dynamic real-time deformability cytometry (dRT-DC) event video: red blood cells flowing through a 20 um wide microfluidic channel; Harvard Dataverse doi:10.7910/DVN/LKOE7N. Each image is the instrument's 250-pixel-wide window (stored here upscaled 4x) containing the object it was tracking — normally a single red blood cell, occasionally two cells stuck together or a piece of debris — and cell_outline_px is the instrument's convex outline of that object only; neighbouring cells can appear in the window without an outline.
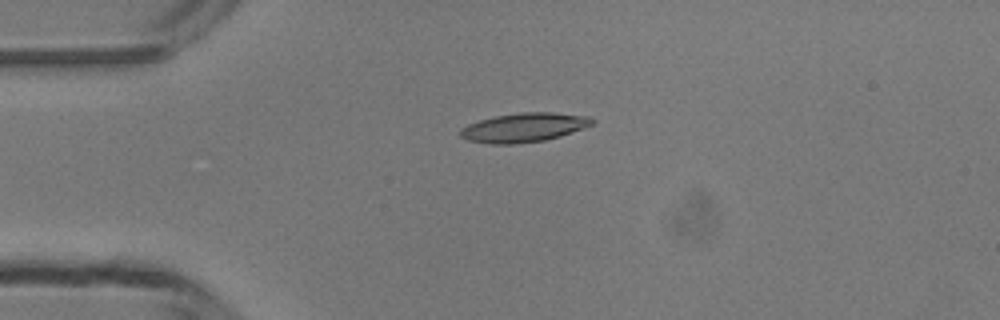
{"species": "common noctule bat (a hibernating species)", "species_latin": "Nyctalus noctula", "temperature_condition": "room temperature", "stored_images_in_passage": 4, "camera_frame_rate_fps": 3000, "um_per_image_px": 0.085, "animal": {"sex": "male", "body_mass_g": 13.3}, "frame": {"image": 1, "passage_image": 4, "time_ms": 3.667, "image_size_px": [1000, 320], "cell_outline_px": [[596, 120], [592, 124], [572, 132], [560, 136], [544, 140], [512, 144], [492, 144], [468, 140], [460, 136], [460, 128], [468, 124], [480, 120], [496, 116], [520, 112], [552, 112], [588, 116]], "centroid_in_image_um": [44.52, 10.83], "position_along_channel_um": 40.5, "area_um2": 22.2}}